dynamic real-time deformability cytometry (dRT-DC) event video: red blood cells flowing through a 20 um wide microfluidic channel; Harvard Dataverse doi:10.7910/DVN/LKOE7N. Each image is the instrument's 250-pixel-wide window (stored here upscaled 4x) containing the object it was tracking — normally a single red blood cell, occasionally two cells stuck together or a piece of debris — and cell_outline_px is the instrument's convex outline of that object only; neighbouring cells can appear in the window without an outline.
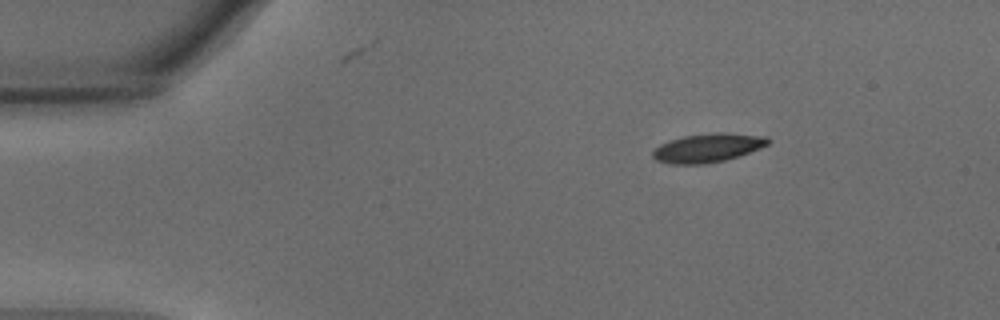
{"species": "common noctule bat (a hibernating species)", "species_latin": "Nyctalus noctula", "temperature_condition": "warm", "stored_images_in_passage": 47, "camera_frame_rate_fps": 3000, "um_per_image_px": 0.085, "animal": {"sex": "male", "body_mass_g": 15.6}, "frame": {"image": 1, "passage_image": 1, "time_ms": 0.0, "image_size_px": [1000, 320], "cell_outline_px": [[772, 140], [768, 144], [760, 148], [724, 160], [704, 164], [672, 164], [656, 160], [652, 156], [652, 152], [660, 144], [684, 136], [712, 132], [724, 132], [768, 136]], "centroid_in_image_um": [60.18, 12.55], "position_along_channel_um": 24.8, "area_um2": 19.25}}
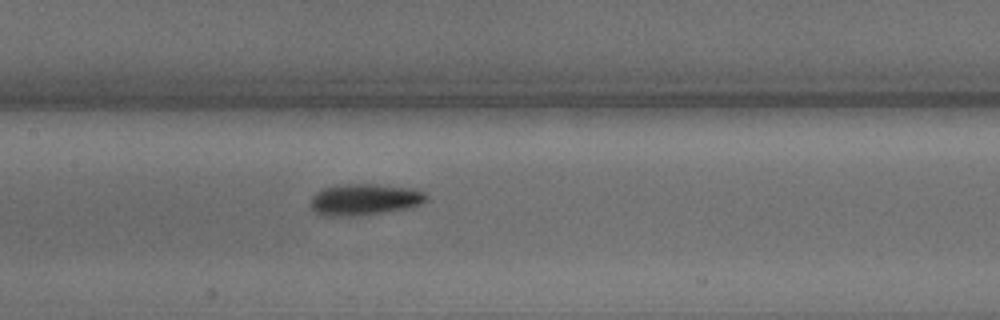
{"frame": {"image": 2, "passage_image": 19, "time_ms": 6.0, "image_size_px": [1000, 320], "cell_outline_px": [[428, 200], [420, 204], [408, 208], [360, 216], [320, 216], [312, 208], [312, 196], [316, 192], [324, 188], [344, 184], [376, 184], [412, 188], [424, 192], [428, 196]], "centroid_in_image_um": [31.0, 16.96], "position_along_channel_um": 176.4, "area_um2": 21.27}}
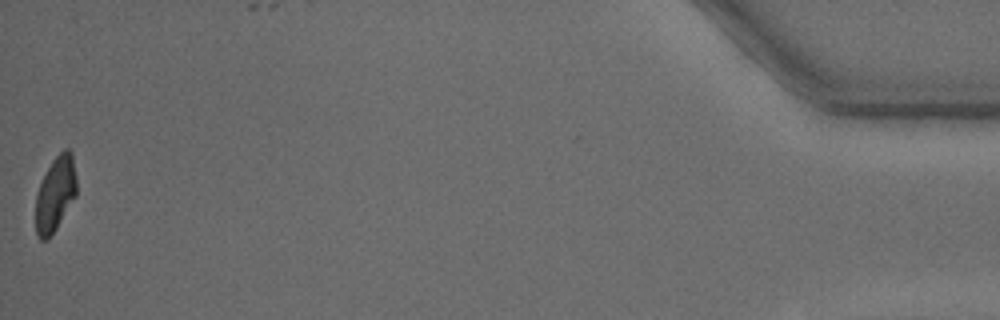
{"frame": {"image": 3, "passage_image": 47, "time_ms": 15.333, "image_size_px": [1000, 320], "cell_outline_px": [[76, 196], [56, 228], [48, 240], [40, 240], [36, 232], [36, 192], [52, 160], [64, 148], [68, 148], [72, 152], [76, 176]], "centroid_in_image_um": [4.71, 16.48], "position_along_channel_um": 430.5, "area_um2": 17.8}, "authors_computed_cell_mechanics": {"area_um2": 19.5364, "velocity_mm_per_s": 3.731, "shape_relaxation_time_tau1_ms": 3.1705, "shape_relaxation_time_tau2_ms": 3.8168, "deformation_change_tau1": 0.1499, "deformation_change_tau2": 0.1136}}